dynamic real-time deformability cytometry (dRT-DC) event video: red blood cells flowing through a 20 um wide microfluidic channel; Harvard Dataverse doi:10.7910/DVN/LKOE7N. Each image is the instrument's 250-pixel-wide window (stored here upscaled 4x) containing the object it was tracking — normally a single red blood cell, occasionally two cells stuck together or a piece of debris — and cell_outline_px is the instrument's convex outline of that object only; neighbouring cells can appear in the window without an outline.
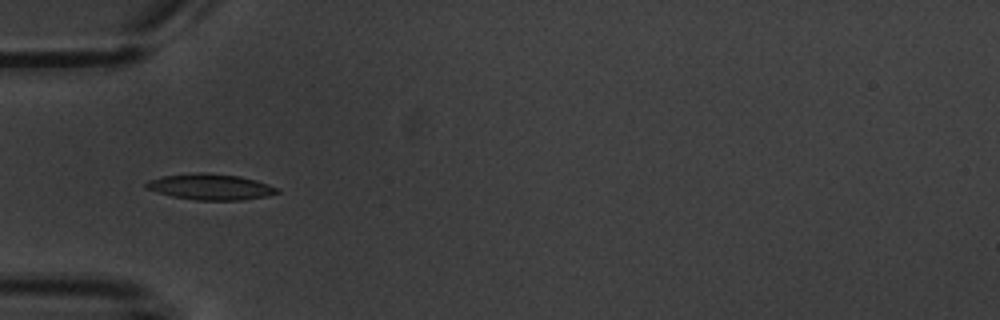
{"species": "common noctule bat (a hibernating species)", "species_latin": "Nyctalus noctula", "temperature_condition": "warm", "stored_images_in_passage": 6, "camera_frame_rate_fps": 3000, "um_per_image_px": 0.085, "animal": {"sex": "male", "body_mass_g": 20.1, "forearm_length_mm": 53.5}, "frame": {"image": 1, "passage_image": 4, "time_ms": 4.667, "image_size_px": [1000, 320], "cell_outline_px": [[280, 192], [268, 196], [240, 200], [196, 200], [172, 196], [144, 188], [144, 184], [148, 180], [160, 176], [196, 172], [204, 172], [240, 176], [256, 180], [280, 188]], "centroid_in_image_um": [17.88, 15.87], "position_along_channel_um": 67.1, "area_um2": 20.0}}
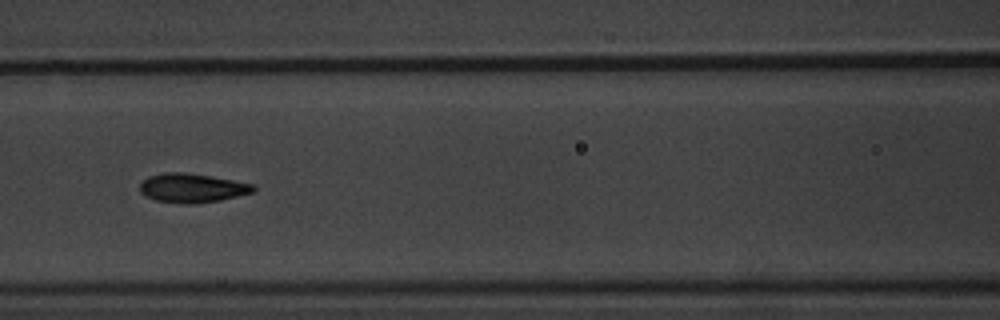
{"frame": {"image": 2, "passage_image": 6, "time_ms": 7.0, "image_size_px": [1000, 320], "cell_outline_px": [[256, 192], [220, 200], [196, 204], [180, 204], [156, 200], [144, 196], [140, 192], [140, 184], [148, 176], [164, 172], [184, 172], [212, 176], [256, 184]], "centroid_in_image_um": [16.36, 15.98], "position_along_channel_um": 150.2, "area_um2": 19.59}}